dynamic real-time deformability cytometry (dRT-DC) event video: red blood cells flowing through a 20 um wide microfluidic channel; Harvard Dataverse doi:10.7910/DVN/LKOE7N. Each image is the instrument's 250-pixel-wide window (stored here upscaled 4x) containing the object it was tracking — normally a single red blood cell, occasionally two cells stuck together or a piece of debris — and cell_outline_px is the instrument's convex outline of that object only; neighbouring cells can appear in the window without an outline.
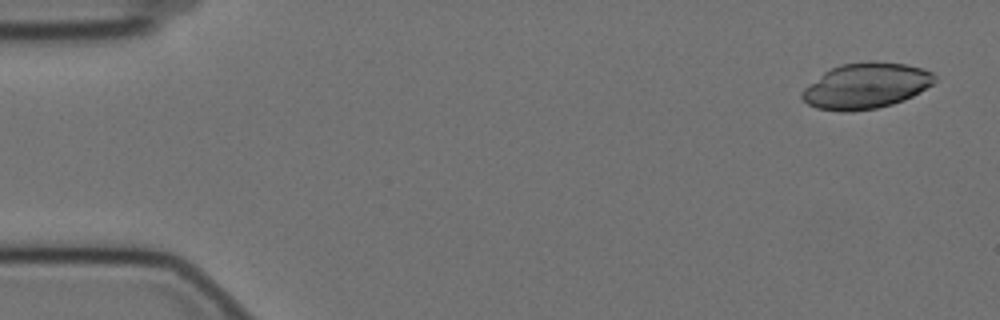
{"species": "Egyptian fruit bat (a non-hibernating species)", "species_latin": "Rousettus aegyptiacus", "temperature_condition": "cold", "stored_images_in_passage": 57, "camera_frame_rate_fps": 3000, "um_per_image_px": 0.085, "animal": {"sex": "female"}, "frame": {"image": 1, "passage_image": 3, "time_ms": 0.667, "image_size_px": [1000, 320], "cell_outline_px": [[936, 80], [932, 84], [912, 96], [904, 100], [892, 104], [876, 108], [852, 112], [840, 112], [816, 108], [808, 104], [800, 96], [800, 92], [804, 88], [824, 72], [840, 64], [868, 60], [876, 60], [904, 64], [920, 68], [932, 72], [936, 76]], "centroid_in_image_um": [73.58, 7.29], "position_along_channel_um": 11.4, "area_um2": 35.49}}